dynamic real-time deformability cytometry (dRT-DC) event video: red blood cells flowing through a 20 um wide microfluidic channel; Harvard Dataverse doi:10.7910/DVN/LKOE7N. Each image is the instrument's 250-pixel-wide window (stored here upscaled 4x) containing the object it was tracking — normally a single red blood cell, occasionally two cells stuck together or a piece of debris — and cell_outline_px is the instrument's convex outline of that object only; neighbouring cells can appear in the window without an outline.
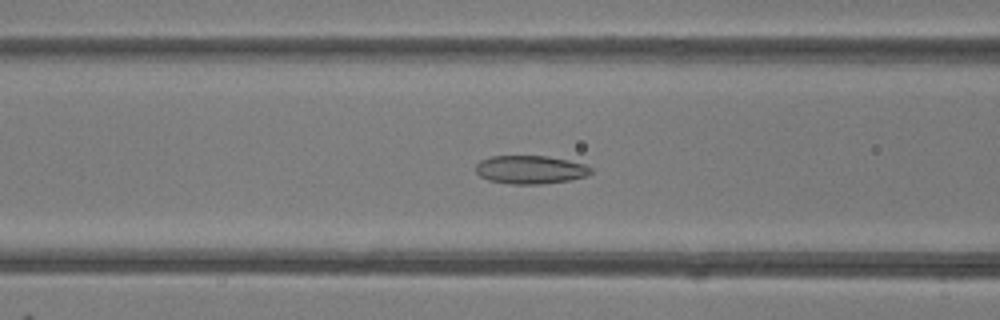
{"species": "common noctule bat (a hibernating species)", "species_latin": "Nyctalus noctula", "temperature_condition": "room temperature", "stored_images_in_passage": 48, "camera_frame_rate_fps": 3000, "um_per_image_px": 0.085, "animal": {"sex": "female"}, "frame": {"image": 1, "passage_image": 19, "time_ms": 6.0, "image_size_px": [1000, 320], "cell_outline_px": [[592, 172], [588, 176], [572, 180], [540, 184], [512, 184], [488, 180], [480, 176], [476, 172], [476, 164], [480, 160], [492, 156], [548, 156], [588, 164], [592, 168]], "centroid_in_image_um": [45.13, 14.42], "position_along_channel_um": 121.5, "area_um2": 19.25}}
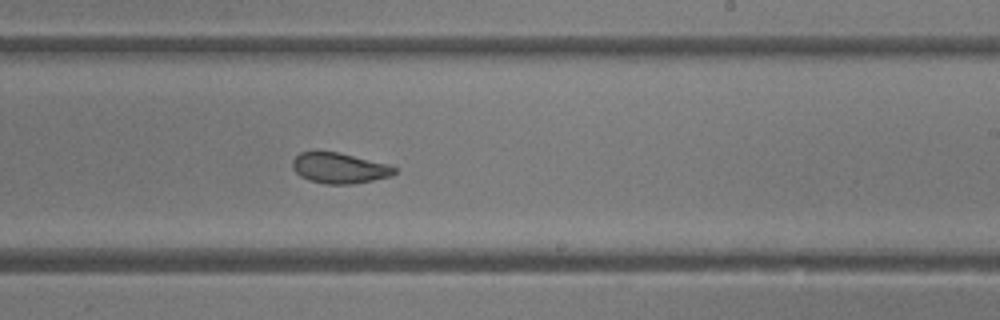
{"frame": {"image": 2, "passage_image": 29, "time_ms": 9.333, "image_size_px": [1000, 320], "cell_outline_px": [[396, 172], [392, 176], [352, 184], [324, 184], [308, 180], [300, 176], [292, 168], [292, 160], [300, 152], [340, 152], [392, 164], [396, 168]], "centroid_in_image_um": [28.88, 14.28], "position_along_channel_um": 260.1, "area_um2": 18.44}}
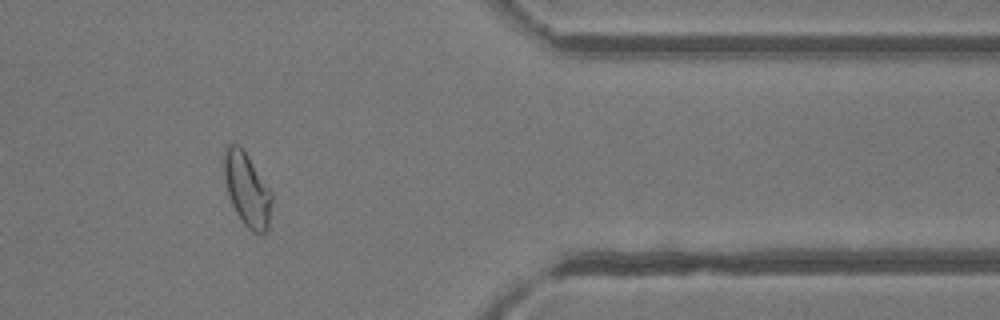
{"frame": {"image": 3, "passage_image": 40, "time_ms": 13.0, "image_size_px": [1000, 320], "cell_outline_px": [[272, 200], [268, 228], [260, 236], [252, 232], [244, 224], [236, 212], [228, 196], [224, 176], [224, 152], [228, 144], [240, 144], [244, 148], [272, 192]], "centroid_in_image_um": [21.01, 16.09], "position_along_channel_um": 390.4, "area_um2": 20.69}, "authors_computed_cell_mechanics": {"area_um2": 20.7791, "velocity_mm_per_s": 4.1693, "shape_relaxation_time_tau1_ms": 5.1835, "shape_relaxation_time_tau2_ms": 2.2958, "deformation_change_tau1": 0.1312, "deformation_change_tau2": 0.0739}}